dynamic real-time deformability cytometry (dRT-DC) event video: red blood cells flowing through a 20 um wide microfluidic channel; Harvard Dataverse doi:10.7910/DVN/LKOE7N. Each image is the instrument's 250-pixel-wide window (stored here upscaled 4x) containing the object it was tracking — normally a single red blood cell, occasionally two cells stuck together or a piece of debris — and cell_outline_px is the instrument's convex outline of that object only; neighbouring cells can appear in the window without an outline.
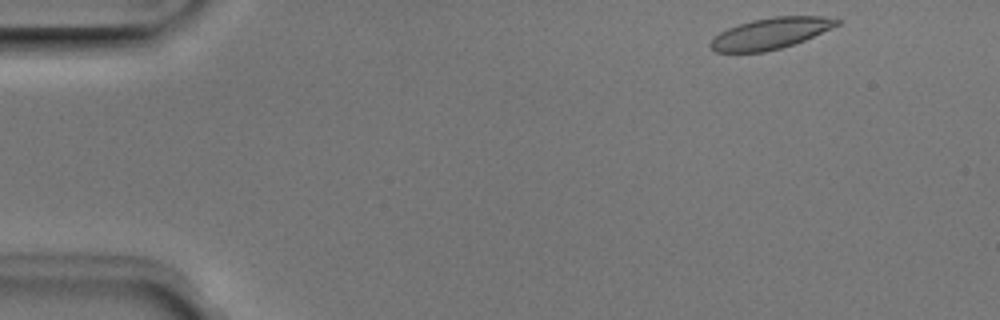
{"species": "Egyptian fruit bat (a non-hibernating species)", "species_latin": "Rousettus aegyptiacus", "temperature_condition": "room temperature", "stored_images_in_passage": 47, "camera_frame_rate_fps": 3000, "um_per_image_px": 0.085, "animal": {"sex": "male"}, "frame": {"image": 1, "passage_image": 1, "time_ms": 0.0, "image_size_px": [1000, 320], "cell_outline_px": [[844, 20], [840, 24], [804, 40], [780, 48], [764, 52], [716, 52], [708, 44], [720, 32], [728, 28], [752, 20], [772, 16], [824, 16]], "centroid_in_image_um": [65.52, 2.82], "position_along_channel_um": 19.5, "area_um2": 22.77}}
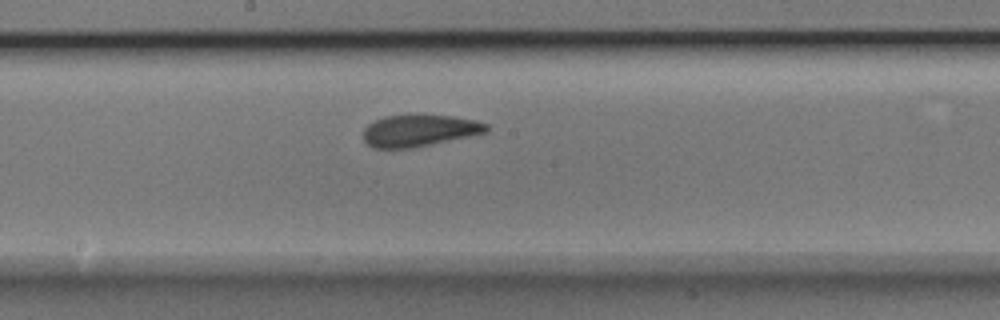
{"frame": {"image": 2, "passage_image": 23, "time_ms": 7.333, "image_size_px": [1000, 320], "cell_outline_px": [[488, 132], [412, 148], [372, 148], [364, 140], [364, 128], [368, 124], [384, 116], [452, 116], [476, 120], [488, 124]], "centroid_in_image_um": [35.64, 11.11], "position_along_channel_um": 212.6, "area_um2": 22.43}}
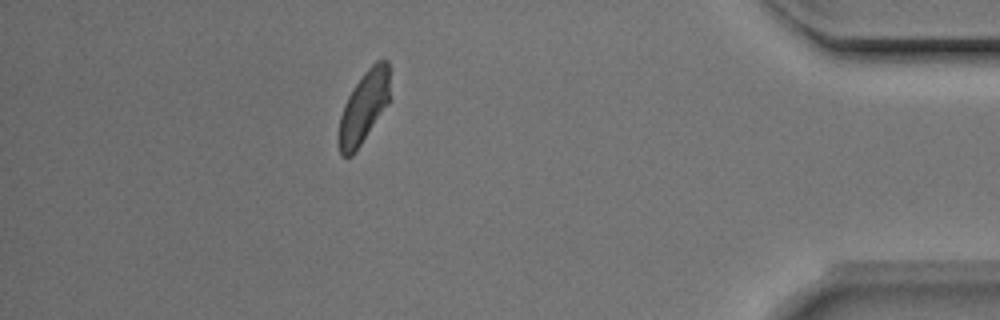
{"frame": {"image": 3, "passage_image": 41, "time_ms": 13.333, "image_size_px": [1000, 320], "cell_outline_px": [[388, 104], [352, 156], [340, 156], [336, 140], [336, 136], [340, 116], [344, 104], [352, 88], [364, 72], [376, 60], [388, 60]], "centroid_in_image_um": [30.85, 9.15], "position_along_channel_um": 404.3, "area_um2": 21.39}, "authors_computed_cell_mechanics": {"area_um2": 23.1778, "velocity_mm_per_s": 3.9427, "shape_relaxation_time_tau1_ms": 4.3346, "shape_relaxation_time_tau2_ms": 1.5404, "deformation_change_tau1": 0.1215, "deformation_change_tau2": 0.0639}}